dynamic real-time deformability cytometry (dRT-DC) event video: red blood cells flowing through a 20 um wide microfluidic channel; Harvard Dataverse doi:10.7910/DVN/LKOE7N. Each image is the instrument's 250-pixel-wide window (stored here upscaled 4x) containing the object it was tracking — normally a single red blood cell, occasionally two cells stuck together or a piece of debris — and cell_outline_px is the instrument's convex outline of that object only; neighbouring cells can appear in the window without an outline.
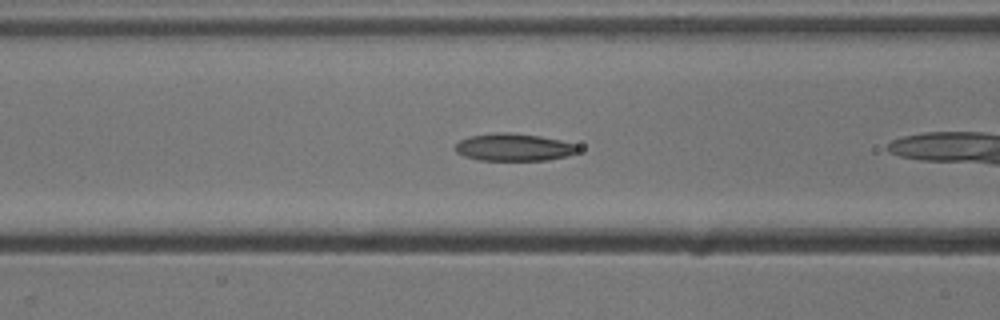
{"species": "common noctule bat (a hibernating species)", "species_latin": "Nyctalus noctula", "temperature_condition": "cold", "stored_images_in_passage": 7, "segment_of_instrument_passage": [2, 2], "camera_frame_rate_fps": 3000, "um_per_image_px": 0.085, "animal": {"sex": "male", "body_mass_g": 13.3}, "frame": {"image": 1, "passage_image": 6, "time_ms": 1.667, "image_size_px": [1000, 320], "cell_outline_px": [[580, 148], [576, 152], [568, 156], [548, 160], [480, 160], [464, 156], [456, 152], [456, 144], [460, 140], [472, 136], [496, 132], [512, 132], [540, 136], [560, 140], [576, 144]], "centroid_in_image_um": [43.7, 12.51], "position_along_channel_um": 122.9, "area_um2": 19.59}}